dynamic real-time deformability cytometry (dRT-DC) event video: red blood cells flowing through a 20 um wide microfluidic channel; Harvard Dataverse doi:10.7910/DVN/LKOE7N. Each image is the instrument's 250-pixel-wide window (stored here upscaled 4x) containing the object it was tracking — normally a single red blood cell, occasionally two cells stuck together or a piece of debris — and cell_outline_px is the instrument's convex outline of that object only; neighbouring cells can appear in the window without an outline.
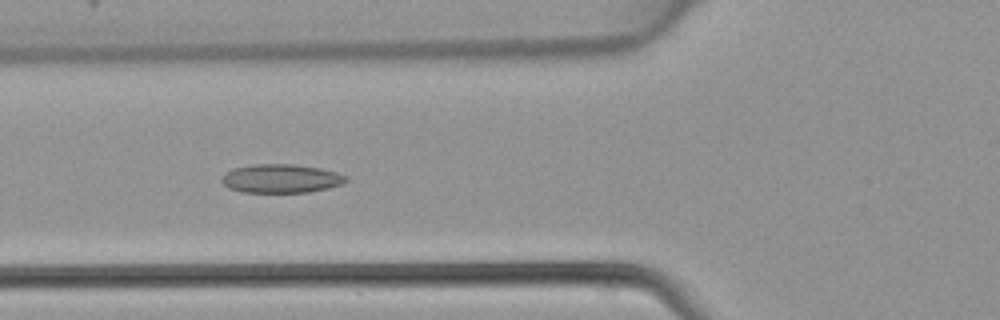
{"species": "common noctule bat (a hibernating species)", "species_latin": "Nyctalus noctula", "temperature_condition": "warm", "stored_images_in_passage": 5, "camera_frame_rate_fps": 3000, "um_per_image_px": 0.085, "animal": {"sex": "female", "body_mass_g": 22.7, "forearm_length_mm": 54.2}, "frame": {"image": 1, "passage_image": 5, "time_ms": 1.333, "image_size_px": [1000, 320], "cell_outline_px": [[348, 180], [344, 184], [328, 188], [308, 192], [244, 192], [228, 188], [220, 180], [232, 168], [252, 164], [292, 164], [320, 168], [336, 172], [348, 176]], "centroid_in_image_um": [23.92, 15.17], "position_along_channel_um": 101.9, "area_um2": 20.81}}